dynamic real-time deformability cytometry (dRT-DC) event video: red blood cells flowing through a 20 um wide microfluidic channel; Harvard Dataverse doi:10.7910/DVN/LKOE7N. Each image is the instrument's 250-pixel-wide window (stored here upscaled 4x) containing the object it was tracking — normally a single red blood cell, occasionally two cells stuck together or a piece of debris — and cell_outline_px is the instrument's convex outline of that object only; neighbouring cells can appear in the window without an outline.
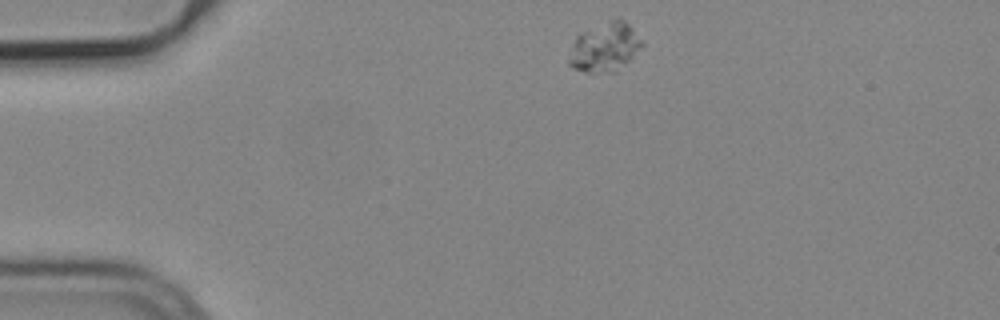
{"species": "common noctule bat (a hibernating species)", "species_latin": "Nyctalus noctula", "temperature_condition": "cold", "stored_images_in_passage": 46, "camera_frame_rate_fps": 3000, "um_per_image_px": 0.085, "animal": {"sex": "male", "body_mass_g": 19.2, "forearm_length_mm": 51.8}, "frame": {"image": 1, "passage_image": 1, "time_ms": 0.0, "image_size_px": [1000, 320], "cell_outline_px": [[644, 44], [616, 72], [588, 72], [572, 68], [568, 64], [568, 60], [576, 36], [580, 32], [616, 16], [624, 20], [628, 24]], "centroid_in_image_um": [51.38, 3.98], "position_along_channel_um": 33.6, "area_um2": 20.69}}
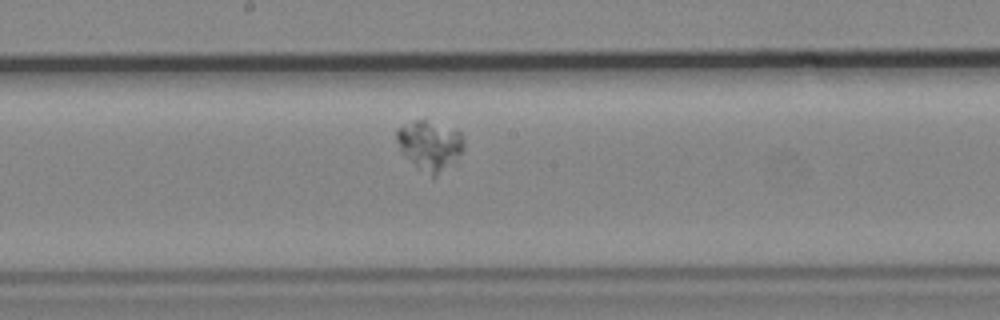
{"frame": {"image": 2, "passage_image": 20, "time_ms": 6.333, "image_size_px": [1000, 320], "cell_outline_px": [[464, 148], [436, 176], [432, 176], [400, 152], [396, 140], [396, 128], [412, 120], [424, 120], [456, 128], [460, 132], [464, 140]], "centroid_in_image_um": [36.49, 12.27], "position_along_channel_um": 211.7, "area_um2": 18.9}}
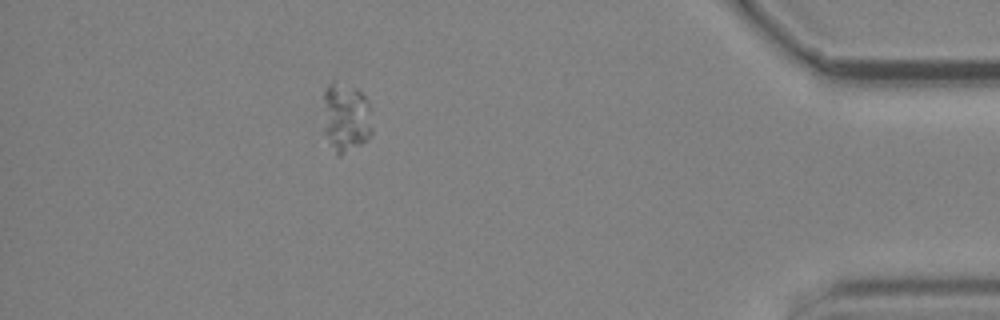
{"frame": {"image": 3, "passage_image": 40, "time_ms": 13.0, "image_size_px": [1000, 320], "cell_outline_px": [[372, 136], [360, 144], [340, 156], [336, 156], [324, 132], [324, 92], [328, 84], [332, 80], [356, 88], [364, 92], [368, 104], [372, 128]], "centroid_in_image_um": [29.4, 9.97], "position_along_channel_um": 405.8, "area_um2": 19.94}}